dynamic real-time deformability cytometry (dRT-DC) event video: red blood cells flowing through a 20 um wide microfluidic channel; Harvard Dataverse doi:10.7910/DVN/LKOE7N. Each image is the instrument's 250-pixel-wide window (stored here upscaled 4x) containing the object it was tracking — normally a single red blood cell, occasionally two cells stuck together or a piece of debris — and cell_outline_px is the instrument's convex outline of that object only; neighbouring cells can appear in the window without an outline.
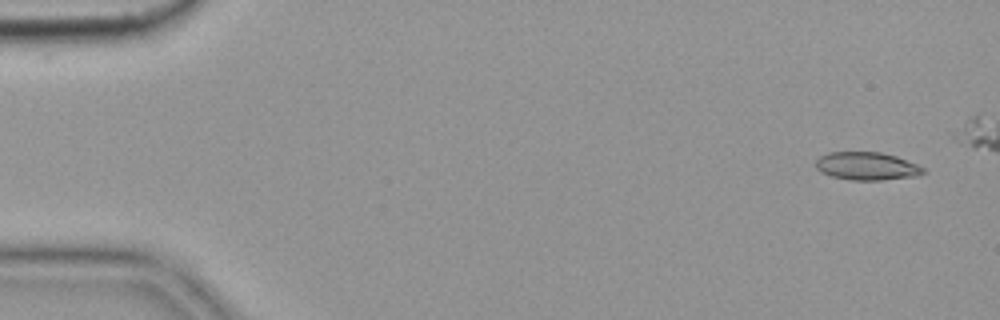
{"species": "common noctule bat (a hibernating species)", "species_latin": "Nyctalus noctula", "temperature_condition": "cold", "stored_images_in_passage": 4, "camera_frame_rate_fps": 3000, "um_per_image_px": 0.085, "animal": {"sex": "female", "body_mass_g": 19.9}, "frame": {"image": 1, "passage_image": 1, "time_ms": 0.0, "image_size_px": [1000, 320], "cell_outline_px": [[924, 172], [916, 176], [880, 180], [848, 180], [832, 176], [820, 172], [816, 168], [816, 160], [820, 156], [828, 152], [880, 152], [896, 156], [916, 164], [924, 168]], "centroid_in_image_um": [73.64, 14.12], "position_along_channel_um": 11.4, "area_um2": 17.46}}